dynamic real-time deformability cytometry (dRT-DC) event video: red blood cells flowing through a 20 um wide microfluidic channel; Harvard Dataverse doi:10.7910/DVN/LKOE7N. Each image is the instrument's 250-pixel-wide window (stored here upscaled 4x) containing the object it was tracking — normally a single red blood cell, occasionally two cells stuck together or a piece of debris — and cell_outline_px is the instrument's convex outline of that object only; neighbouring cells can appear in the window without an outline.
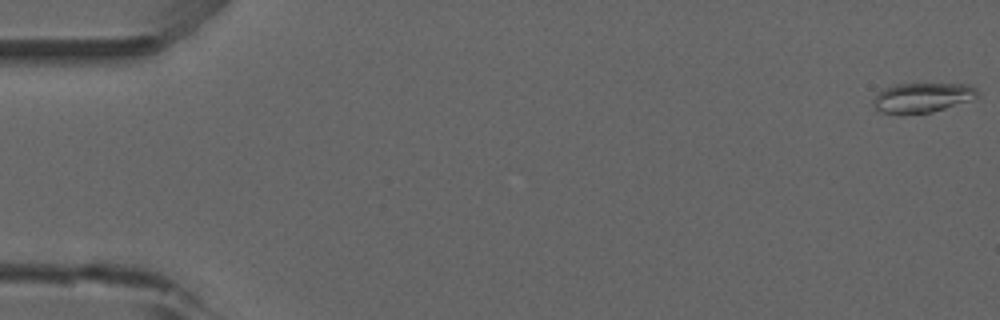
{"species": "common noctule bat (a hibernating species)", "species_latin": "Nyctalus noctula", "temperature_condition": "room temperature", "stored_images_in_passage": 5, "camera_frame_rate_fps": 3000, "um_per_image_px": 0.085, "animal": {"sex": "male", "forearm_length_mm": 52.5}, "frame": {"image": 1, "passage_image": 1, "time_ms": 0.0, "image_size_px": [1000, 320], "cell_outline_px": [[980, 96], [932, 112], [900, 116], [880, 112], [872, 104], [872, 100], [876, 92], [884, 88], [896, 84], [968, 84], [976, 88]], "centroid_in_image_um": [78.31, 8.32], "position_along_channel_um": 6.7, "area_um2": 18.38}}